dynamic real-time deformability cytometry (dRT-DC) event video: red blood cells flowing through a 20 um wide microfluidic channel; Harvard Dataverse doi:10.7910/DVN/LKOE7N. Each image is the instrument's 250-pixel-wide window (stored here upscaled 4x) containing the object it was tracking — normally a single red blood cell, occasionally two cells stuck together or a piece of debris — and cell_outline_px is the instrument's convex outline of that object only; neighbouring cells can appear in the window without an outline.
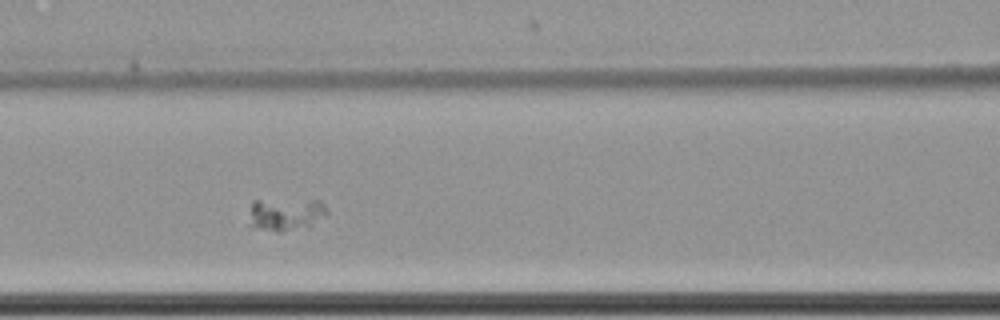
{"species": "common noctule bat (a hibernating species)", "species_latin": "Nyctalus noctula", "temperature_condition": "cold", "stored_images_in_passage": 50, "camera_frame_rate_fps": 3000, "um_per_image_px": 0.085, "animal": {"sex": "female", "body_mass_g": 22.7, "forearm_length_mm": 54.2}, "frame": {"image": 1, "passage_image": 16, "time_ms": 5.0, "image_size_px": [1000, 320], "cell_outline_px": [[328, 216], [308, 228], [280, 232], [276, 232], [248, 224], [252, 200], [320, 200], [324, 204], [328, 212]], "centroid_in_image_um": [24.35, 18.22], "position_along_channel_um": 142.2, "area_um2": 15.2}}
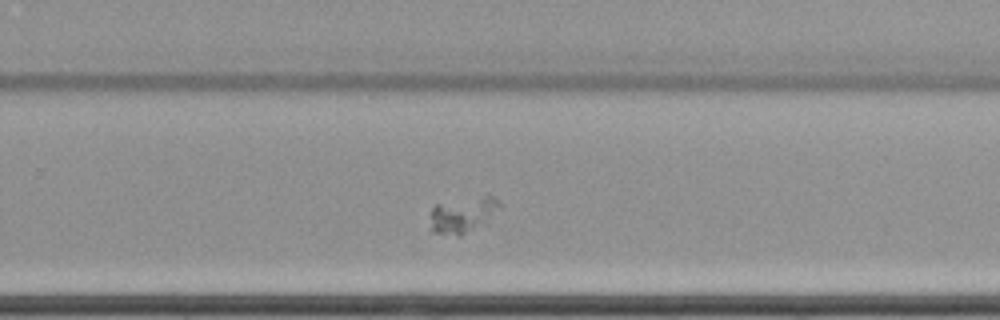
{"frame": {"image": 2, "passage_image": 29, "time_ms": 9.333, "image_size_px": [1000, 320], "cell_outline_px": [[500, 204], [488, 224], [460, 236], [432, 232], [432, 208], [436, 204], [484, 196], [492, 196]], "centroid_in_image_um": [39.38, 18.3], "position_along_channel_um": 290.4, "area_um2": 14.22}}
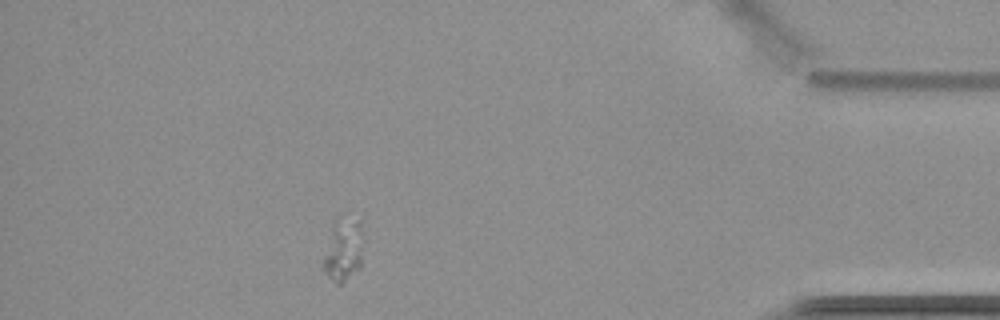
{"frame": {"image": 3, "passage_image": 43, "time_ms": 14.0, "image_size_px": [1000, 320], "cell_outline_px": [[360, 268], [340, 284], [336, 284], [320, 268], [332, 224], [336, 216], [344, 212], [360, 224]], "centroid_in_image_um": [29.1, 21.19], "position_along_channel_um": 406.1, "area_um2": 14.74}}